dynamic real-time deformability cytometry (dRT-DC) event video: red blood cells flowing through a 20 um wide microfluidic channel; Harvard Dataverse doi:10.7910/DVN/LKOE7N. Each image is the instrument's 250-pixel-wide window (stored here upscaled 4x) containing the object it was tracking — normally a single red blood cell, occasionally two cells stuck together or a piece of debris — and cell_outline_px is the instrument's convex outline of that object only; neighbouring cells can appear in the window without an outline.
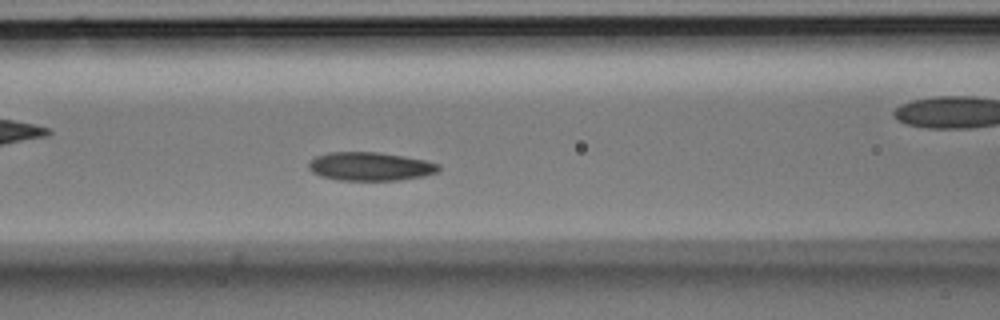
{"species": "Egyptian fruit bat (a non-hibernating species)", "species_latin": "Rousettus aegyptiacus", "temperature_condition": "room temperature", "stored_images_in_passage": 38, "camera_frame_rate_fps": 3000, "um_per_image_px": 0.085, "animal": {"sex": "male"}, "frame": {"image": 1, "passage_image": 12, "time_ms": 3.667, "image_size_px": [1000, 320], "cell_outline_px": [[440, 172], [424, 176], [400, 180], [340, 180], [320, 176], [312, 172], [308, 168], [308, 164], [316, 156], [328, 152], [380, 152], [404, 156], [424, 160], [440, 164]], "centroid_in_image_um": [31.49, 14.14], "position_along_channel_um": 135.1, "area_um2": 21.73}}
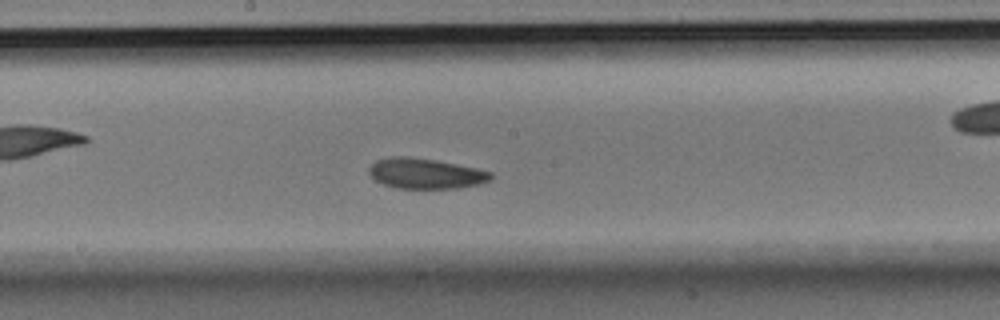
{"frame": {"image": 2, "passage_image": 17, "time_ms": 5.333, "image_size_px": [1000, 320], "cell_outline_px": [[492, 180], [480, 184], [456, 188], [396, 188], [384, 184], [376, 180], [368, 172], [368, 168], [376, 160], [392, 156], [408, 156], [436, 160], [476, 168], [492, 172]], "centroid_in_image_um": [36.18, 14.74], "position_along_channel_um": 212.0, "area_um2": 21.56}}